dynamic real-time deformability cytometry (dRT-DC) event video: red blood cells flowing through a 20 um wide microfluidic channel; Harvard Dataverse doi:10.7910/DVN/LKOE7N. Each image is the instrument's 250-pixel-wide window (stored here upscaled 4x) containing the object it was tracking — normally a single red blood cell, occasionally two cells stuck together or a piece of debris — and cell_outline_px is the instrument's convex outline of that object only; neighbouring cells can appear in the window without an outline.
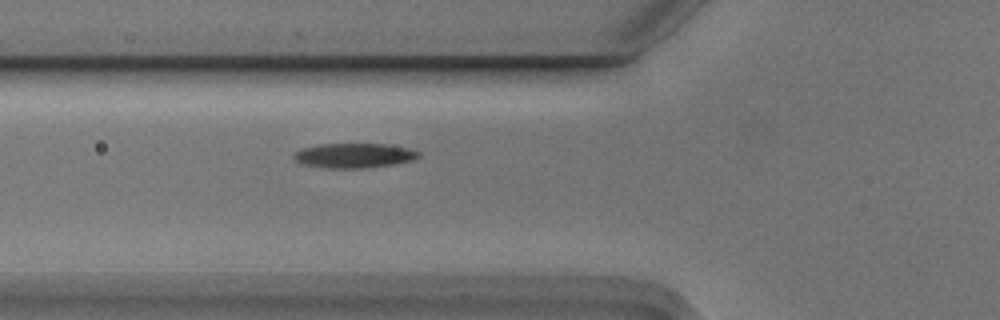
{"species": "Egyptian fruit bat (a non-hibernating species)", "species_latin": "Rousettus aegyptiacus", "temperature_condition": "cold", "stored_images_in_passage": 3, "camera_frame_rate_fps": 3000, "um_per_image_px": 0.085, "animal": {"sex": "male"}, "frame": {"image": 1, "passage_image": 3, "time_ms": 0.667, "image_size_px": [1000, 320], "cell_outline_px": [[420, 156], [412, 160], [392, 164], [364, 168], [328, 168], [304, 164], [296, 160], [292, 156], [296, 152], [304, 148], [320, 144], [388, 144], [408, 148], [420, 152]], "centroid_in_image_um": [30.12, 13.21], "position_along_channel_um": 95.7, "area_um2": 17.69}}